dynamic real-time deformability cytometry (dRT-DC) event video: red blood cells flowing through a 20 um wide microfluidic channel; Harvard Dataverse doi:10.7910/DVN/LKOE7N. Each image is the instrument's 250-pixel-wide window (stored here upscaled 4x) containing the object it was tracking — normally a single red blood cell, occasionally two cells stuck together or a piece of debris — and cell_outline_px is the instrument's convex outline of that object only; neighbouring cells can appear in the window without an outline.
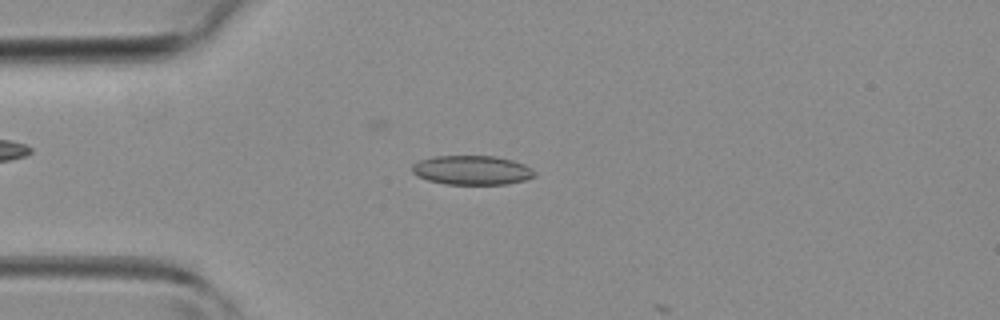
{"species": "common noctule bat (a hibernating species)", "species_latin": "Nyctalus noctula", "temperature_condition": "room temperature", "stored_images_in_passage": 3, "camera_frame_rate_fps": 3000, "um_per_image_px": 0.085, "animal": {"sex": "female", "body_mass_g": 19.3, "forearm_length_mm": 54.1}, "frame": {"image": 1, "passage_image": 2, "time_ms": 0.333, "image_size_px": [1000, 320], "cell_outline_px": [[536, 176], [524, 180], [508, 184], [444, 184], [428, 180], [416, 176], [412, 172], [412, 164], [420, 160], [432, 156], [496, 156], [512, 160], [524, 164], [536, 172]], "centroid_in_image_um": [40.1, 14.46], "position_along_channel_um": 44.9, "area_um2": 20.98}}